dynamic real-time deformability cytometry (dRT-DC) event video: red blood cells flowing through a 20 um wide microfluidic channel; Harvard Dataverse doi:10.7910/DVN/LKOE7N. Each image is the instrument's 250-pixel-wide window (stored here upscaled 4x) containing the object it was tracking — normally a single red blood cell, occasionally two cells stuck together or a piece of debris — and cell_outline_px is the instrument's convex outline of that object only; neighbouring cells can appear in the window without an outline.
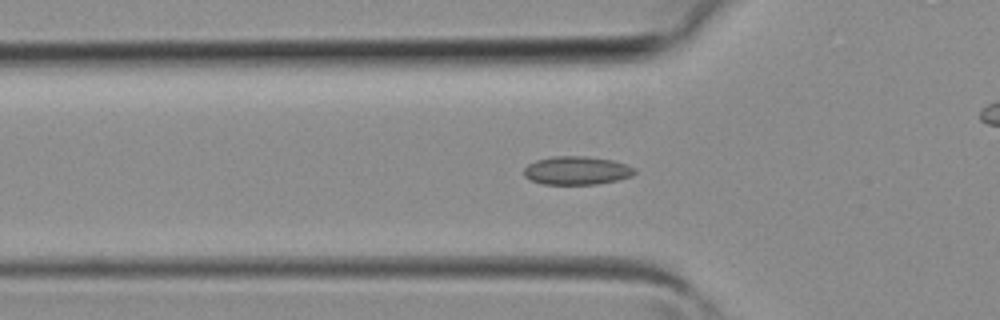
{"species": "common noctule bat (a hibernating species)", "species_latin": "Nyctalus noctula", "temperature_condition": "room temperature", "stored_images_in_passage": 40, "camera_frame_rate_fps": 3000, "um_per_image_px": 0.085, "animal": {"sex": "female", "body_mass_g": 19.3, "forearm_length_mm": 54.1}, "frame": {"image": 1, "passage_image": 12, "time_ms": 3.667, "image_size_px": [1000, 320], "cell_outline_px": [[636, 172], [632, 176], [616, 180], [596, 184], [544, 184], [532, 180], [524, 176], [524, 168], [528, 164], [536, 160], [552, 156], [584, 156], [612, 160], [628, 164], [636, 168]], "centroid_in_image_um": [49.04, 14.48], "position_along_channel_um": 76.8, "area_um2": 18.32}}
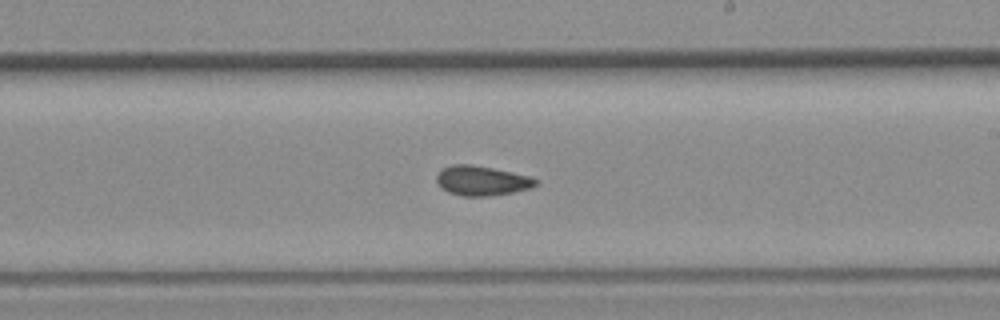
{"frame": {"image": 2, "passage_image": 22, "time_ms": 7.0, "image_size_px": [1000, 320], "cell_outline_px": [[540, 180], [532, 188], [512, 192], [488, 196], [464, 196], [448, 192], [436, 180], [436, 176], [440, 168], [452, 164], [472, 164], [512, 172], [528, 176]], "centroid_in_image_um": [40.95, 15.34], "position_along_channel_um": 248.1, "area_um2": 17.11}}
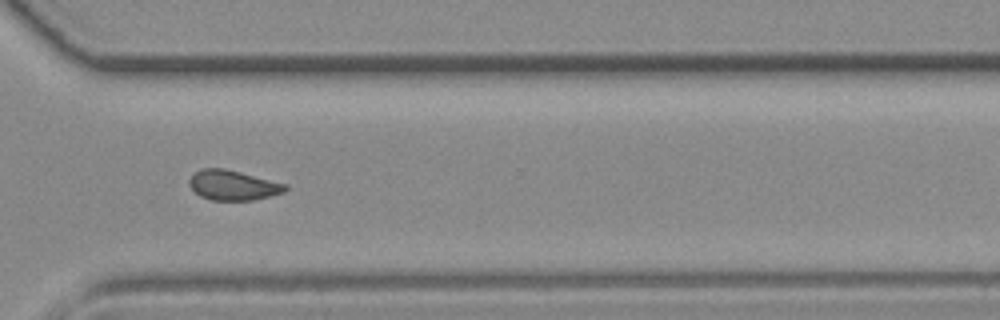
{"frame": {"image": 3, "passage_image": 28, "time_ms": 9.0, "image_size_px": [1000, 320], "cell_outline_px": [[288, 188], [284, 192], [252, 200], [212, 200], [200, 196], [188, 184], [188, 180], [200, 168], [224, 168], [288, 184]], "centroid_in_image_um": [19.8, 15.74], "position_along_channel_um": 350.8, "area_um2": 16.65}}